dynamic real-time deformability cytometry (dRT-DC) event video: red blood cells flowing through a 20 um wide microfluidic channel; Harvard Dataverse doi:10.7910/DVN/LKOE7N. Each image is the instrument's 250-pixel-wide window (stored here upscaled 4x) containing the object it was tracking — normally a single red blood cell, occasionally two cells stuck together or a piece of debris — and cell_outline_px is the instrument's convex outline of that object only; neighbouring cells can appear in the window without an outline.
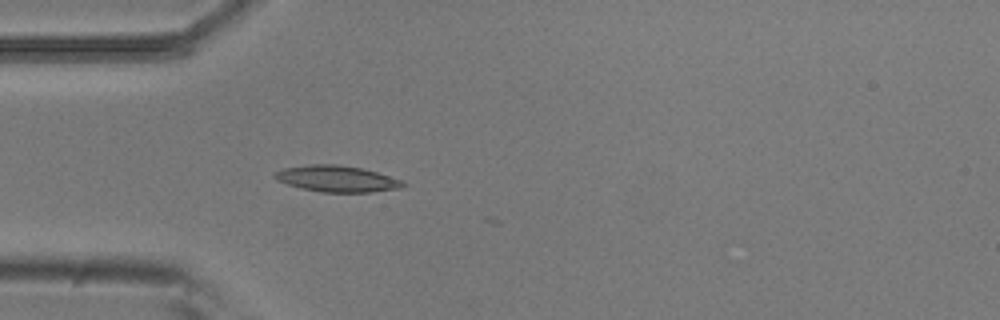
{"species": "common noctule bat (a hibernating species)", "species_latin": "Nyctalus noctula", "temperature_condition": "room temperature", "stored_images_in_passage": 4, "camera_frame_rate_fps": 3000, "um_per_image_px": 0.085, "animal": {"sex": "male", "body_mass_g": 20.5, "forearm_length_mm": 52.5}, "frame": {"image": 1, "passage_image": 4, "time_ms": 1.0, "image_size_px": [1000, 320], "cell_outline_px": [[408, 184], [400, 188], [372, 192], [320, 192], [300, 188], [276, 180], [272, 176], [272, 172], [284, 168], [308, 164], [336, 164], [360, 168], [376, 172], [400, 180]], "centroid_in_image_um": [28.57, 15.19], "position_along_channel_um": 56.4, "area_um2": 19.65}}